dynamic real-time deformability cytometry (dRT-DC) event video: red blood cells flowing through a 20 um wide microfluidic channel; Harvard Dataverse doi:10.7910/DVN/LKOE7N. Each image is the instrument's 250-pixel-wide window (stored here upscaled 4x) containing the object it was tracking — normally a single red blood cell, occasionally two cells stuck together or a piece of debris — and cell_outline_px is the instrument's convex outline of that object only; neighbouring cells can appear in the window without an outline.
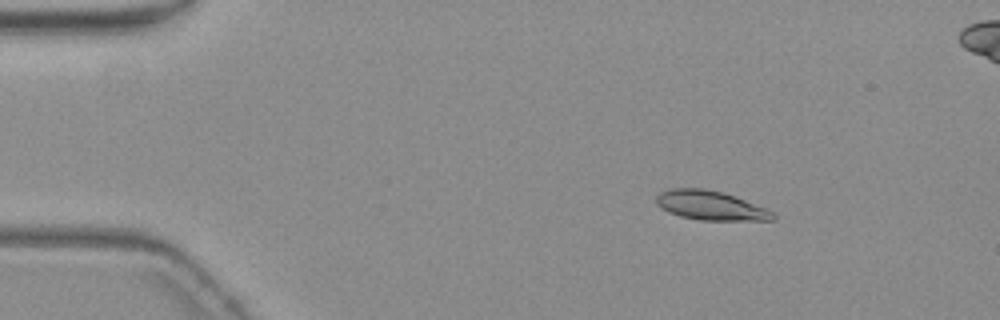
{"species": "common noctule bat (a hibernating species)", "species_latin": "Nyctalus noctula", "temperature_condition": "warm", "stored_images_in_passage": 4, "camera_frame_rate_fps": 3000, "um_per_image_px": 0.085, "animal": {"sex": "female", "body_mass_g": 19.3, "forearm_length_mm": 54.1}, "frame": {"image": 1, "passage_image": 1, "time_ms": 0.0, "image_size_px": [1000, 320], "cell_outline_px": [[776, 220], [700, 220], [680, 216], [668, 212], [660, 208], [656, 204], [656, 196], [660, 192], [668, 188], [704, 188], [724, 192], [736, 196], [768, 208], [776, 212]], "centroid_in_image_um": [60.43, 17.46], "position_along_channel_um": 24.6, "area_um2": 20.35}}